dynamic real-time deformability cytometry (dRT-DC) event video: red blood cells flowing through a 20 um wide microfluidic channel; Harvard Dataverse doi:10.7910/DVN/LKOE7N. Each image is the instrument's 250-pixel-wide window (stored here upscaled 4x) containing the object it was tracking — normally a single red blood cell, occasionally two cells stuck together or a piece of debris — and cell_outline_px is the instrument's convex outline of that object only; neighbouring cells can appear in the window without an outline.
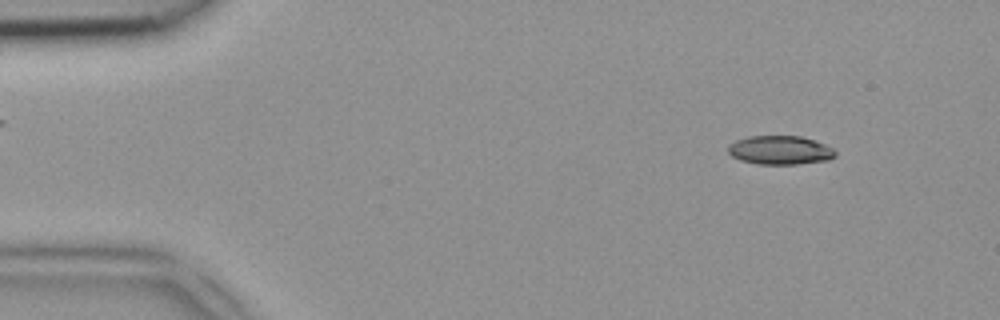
{"species": "common noctule bat (a hibernating species)", "species_latin": "Nyctalus noctula", "temperature_condition": "room temperature", "stored_images_in_passage": 48, "camera_frame_rate_fps": 3000, "um_per_image_px": 0.085, "animal": {"sex": "female", "body_mass_g": 18.4}, "frame": {"image": 1, "passage_image": 5, "time_ms": 1.333, "image_size_px": [1000, 320], "cell_outline_px": [[836, 156], [828, 160], [796, 164], [756, 164], [740, 160], [732, 156], [728, 152], [728, 144], [736, 140], [748, 136], [800, 136], [824, 144], [832, 148], [836, 152]], "centroid_in_image_um": [66.28, 12.76], "position_along_channel_um": 18.7, "area_um2": 17.98}}
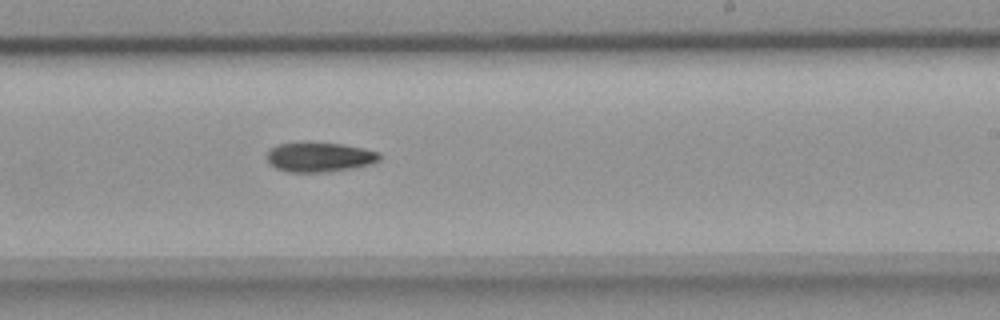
{"frame": {"image": 2, "passage_image": 29, "time_ms": 9.333, "image_size_px": [1000, 320], "cell_outline_px": [[380, 160], [372, 164], [352, 168], [324, 172], [288, 172], [276, 168], [268, 164], [268, 152], [276, 144], [340, 144], [364, 148], [380, 152]], "centroid_in_image_um": [27.19, 13.38], "position_along_channel_um": 261.8, "area_um2": 19.02}}
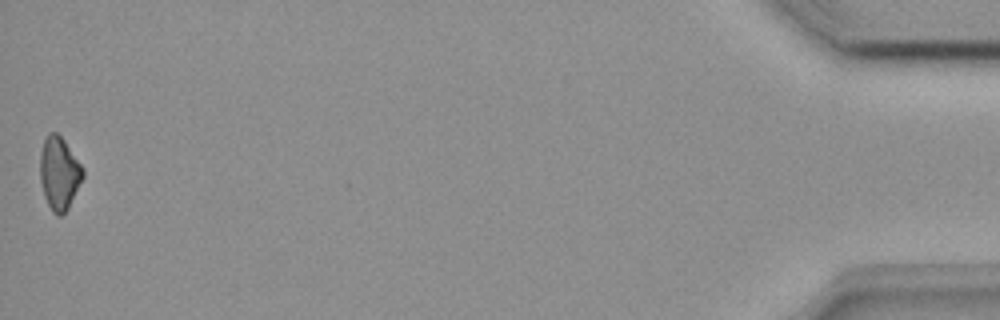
{"frame": {"image": 3, "passage_image": 48, "time_ms": 15.667, "image_size_px": [1000, 320], "cell_outline_px": [[84, 176], [68, 208], [60, 216], [56, 216], [52, 212], [44, 196], [40, 180], [40, 152], [44, 140], [48, 132], [56, 132], [64, 140], [84, 168]], "centroid_in_image_um": [5.03, 14.72], "position_along_channel_um": 430.2, "area_um2": 18.21}}